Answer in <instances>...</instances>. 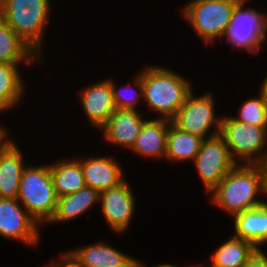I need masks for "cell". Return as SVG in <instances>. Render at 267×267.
Returning a JSON list of instances; mask_svg holds the SVG:
<instances>
[{"label": "cell", "mask_w": 267, "mask_h": 267, "mask_svg": "<svg viewBox=\"0 0 267 267\" xmlns=\"http://www.w3.org/2000/svg\"><path fill=\"white\" fill-rule=\"evenodd\" d=\"M245 3H238L232 14L231 23L226 29L224 36L234 48L248 51L249 54L257 55L261 49L265 50L262 43L267 39V14L257 11L256 8H244Z\"/></svg>", "instance_id": "ba28073f"}, {"label": "cell", "mask_w": 267, "mask_h": 267, "mask_svg": "<svg viewBox=\"0 0 267 267\" xmlns=\"http://www.w3.org/2000/svg\"><path fill=\"white\" fill-rule=\"evenodd\" d=\"M211 202L230 215L262 206L267 201V169L260 164H237L210 192ZM258 198V199H257Z\"/></svg>", "instance_id": "6da1fadb"}, {"label": "cell", "mask_w": 267, "mask_h": 267, "mask_svg": "<svg viewBox=\"0 0 267 267\" xmlns=\"http://www.w3.org/2000/svg\"><path fill=\"white\" fill-rule=\"evenodd\" d=\"M234 1H236V2H238V3H247L249 0H234Z\"/></svg>", "instance_id": "d6a6232c"}, {"label": "cell", "mask_w": 267, "mask_h": 267, "mask_svg": "<svg viewBox=\"0 0 267 267\" xmlns=\"http://www.w3.org/2000/svg\"><path fill=\"white\" fill-rule=\"evenodd\" d=\"M130 267H146V266L144 265V263H142L140 260L138 261L137 259Z\"/></svg>", "instance_id": "4dcf8cb0"}, {"label": "cell", "mask_w": 267, "mask_h": 267, "mask_svg": "<svg viewBox=\"0 0 267 267\" xmlns=\"http://www.w3.org/2000/svg\"><path fill=\"white\" fill-rule=\"evenodd\" d=\"M42 58L0 18V62L29 66ZM22 63V64H21Z\"/></svg>", "instance_id": "ffe728a7"}, {"label": "cell", "mask_w": 267, "mask_h": 267, "mask_svg": "<svg viewBox=\"0 0 267 267\" xmlns=\"http://www.w3.org/2000/svg\"><path fill=\"white\" fill-rule=\"evenodd\" d=\"M130 184H120L100 192L99 204L107 225L117 234L130 227L136 210V197Z\"/></svg>", "instance_id": "8fae6325"}, {"label": "cell", "mask_w": 267, "mask_h": 267, "mask_svg": "<svg viewBox=\"0 0 267 267\" xmlns=\"http://www.w3.org/2000/svg\"><path fill=\"white\" fill-rule=\"evenodd\" d=\"M260 89L259 91L262 93L263 98L267 104V75L265 76V78L263 79L261 85H260Z\"/></svg>", "instance_id": "f546056e"}, {"label": "cell", "mask_w": 267, "mask_h": 267, "mask_svg": "<svg viewBox=\"0 0 267 267\" xmlns=\"http://www.w3.org/2000/svg\"><path fill=\"white\" fill-rule=\"evenodd\" d=\"M235 237L246 240L256 249L267 244V202L232 216ZM260 246V247H259Z\"/></svg>", "instance_id": "2e32d148"}, {"label": "cell", "mask_w": 267, "mask_h": 267, "mask_svg": "<svg viewBox=\"0 0 267 267\" xmlns=\"http://www.w3.org/2000/svg\"><path fill=\"white\" fill-rule=\"evenodd\" d=\"M17 200L39 226L49 223L57 208L49 164L24 168Z\"/></svg>", "instance_id": "277c9868"}, {"label": "cell", "mask_w": 267, "mask_h": 267, "mask_svg": "<svg viewBox=\"0 0 267 267\" xmlns=\"http://www.w3.org/2000/svg\"><path fill=\"white\" fill-rule=\"evenodd\" d=\"M51 0H0V18L41 58Z\"/></svg>", "instance_id": "3957f363"}, {"label": "cell", "mask_w": 267, "mask_h": 267, "mask_svg": "<svg viewBox=\"0 0 267 267\" xmlns=\"http://www.w3.org/2000/svg\"><path fill=\"white\" fill-rule=\"evenodd\" d=\"M134 80L135 88L129 83V85L117 89L115 82L110 79L112 96L116 109L138 110L137 105L140 102L139 97L143 98V83L139 74H136Z\"/></svg>", "instance_id": "d4e9b609"}, {"label": "cell", "mask_w": 267, "mask_h": 267, "mask_svg": "<svg viewBox=\"0 0 267 267\" xmlns=\"http://www.w3.org/2000/svg\"><path fill=\"white\" fill-rule=\"evenodd\" d=\"M203 139L169 125L165 160L168 162L193 161L200 150Z\"/></svg>", "instance_id": "7402d4cb"}, {"label": "cell", "mask_w": 267, "mask_h": 267, "mask_svg": "<svg viewBox=\"0 0 267 267\" xmlns=\"http://www.w3.org/2000/svg\"><path fill=\"white\" fill-rule=\"evenodd\" d=\"M152 267H179V266L165 263V264L154 265V266H152Z\"/></svg>", "instance_id": "1f68e13d"}, {"label": "cell", "mask_w": 267, "mask_h": 267, "mask_svg": "<svg viewBox=\"0 0 267 267\" xmlns=\"http://www.w3.org/2000/svg\"><path fill=\"white\" fill-rule=\"evenodd\" d=\"M235 119L253 126H267V104L259 91L258 97L247 99L238 111Z\"/></svg>", "instance_id": "484cf974"}, {"label": "cell", "mask_w": 267, "mask_h": 267, "mask_svg": "<svg viewBox=\"0 0 267 267\" xmlns=\"http://www.w3.org/2000/svg\"><path fill=\"white\" fill-rule=\"evenodd\" d=\"M215 104L210 91L196 96L192 90L171 122L181 131L203 140L216 136L220 132L221 117L215 113Z\"/></svg>", "instance_id": "52a82bcc"}, {"label": "cell", "mask_w": 267, "mask_h": 267, "mask_svg": "<svg viewBox=\"0 0 267 267\" xmlns=\"http://www.w3.org/2000/svg\"><path fill=\"white\" fill-rule=\"evenodd\" d=\"M0 236L30 246L40 244V226L17 198H0Z\"/></svg>", "instance_id": "30bf717a"}, {"label": "cell", "mask_w": 267, "mask_h": 267, "mask_svg": "<svg viewBox=\"0 0 267 267\" xmlns=\"http://www.w3.org/2000/svg\"><path fill=\"white\" fill-rule=\"evenodd\" d=\"M210 267H220L219 265H216L213 261H211Z\"/></svg>", "instance_id": "836d02e7"}, {"label": "cell", "mask_w": 267, "mask_h": 267, "mask_svg": "<svg viewBox=\"0 0 267 267\" xmlns=\"http://www.w3.org/2000/svg\"><path fill=\"white\" fill-rule=\"evenodd\" d=\"M237 4L234 0H191L184 5L182 15L208 45L224 38Z\"/></svg>", "instance_id": "8992f818"}, {"label": "cell", "mask_w": 267, "mask_h": 267, "mask_svg": "<svg viewBox=\"0 0 267 267\" xmlns=\"http://www.w3.org/2000/svg\"><path fill=\"white\" fill-rule=\"evenodd\" d=\"M69 252L85 267H130L137 260L106 242H94Z\"/></svg>", "instance_id": "e0dca14e"}, {"label": "cell", "mask_w": 267, "mask_h": 267, "mask_svg": "<svg viewBox=\"0 0 267 267\" xmlns=\"http://www.w3.org/2000/svg\"><path fill=\"white\" fill-rule=\"evenodd\" d=\"M266 164H267V139H266Z\"/></svg>", "instance_id": "e575fe53"}, {"label": "cell", "mask_w": 267, "mask_h": 267, "mask_svg": "<svg viewBox=\"0 0 267 267\" xmlns=\"http://www.w3.org/2000/svg\"><path fill=\"white\" fill-rule=\"evenodd\" d=\"M19 64L0 62V110L7 112L18 107L25 93Z\"/></svg>", "instance_id": "603a6c76"}, {"label": "cell", "mask_w": 267, "mask_h": 267, "mask_svg": "<svg viewBox=\"0 0 267 267\" xmlns=\"http://www.w3.org/2000/svg\"><path fill=\"white\" fill-rule=\"evenodd\" d=\"M80 165L86 186L99 193L125 180L122 168L114 157L103 156L80 158Z\"/></svg>", "instance_id": "5bb4252c"}, {"label": "cell", "mask_w": 267, "mask_h": 267, "mask_svg": "<svg viewBox=\"0 0 267 267\" xmlns=\"http://www.w3.org/2000/svg\"><path fill=\"white\" fill-rule=\"evenodd\" d=\"M49 167L57 197L75 193L86 186L79 158L53 162Z\"/></svg>", "instance_id": "44dd1931"}, {"label": "cell", "mask_w": 267, "mask_h": 267, "mask_svg": "<svg viewBox=\"0 0 267 267\" xmlns=\"http://www.w3.org/2000/svg\"><path fill=\"white\" fill-rule=\"evenodd\" d=\"M171 123L170 120L157 117L146 119L130 151L144 158L165 159L167 133Z\"/></svg>", "instance_id": "9a60e30c"}, {"label": "cell", "mask_w": 267, "mask_h": 267, "mask_svg": "<svg viewBox=\"0 0 267 267\" xmlns=\"http://www.w3.org/2000/svg\"><path fill=\"white\" fill-rule=\"evenodd\" d=\"M60 260H53L44 267H85L69 251L59 256Z\"/></svg>", "instance_id": "4316f807"}, {"label": "cell", "mask_w": 267, "mask_h": 267, "mask_svg": "<svg viewBox=\"0 0 267 267\" xmlns=\"http://www.w3.org/2000/svg\"><path fill=\"white\" fill-rule=\"evenodd\" d=\"M143 83L146 106L157 112L160 119L172 120L193 90L192 82L179 73L162 66H147L138 72Z\"/></svg>", "instance_id": "7a4b0ae2"}, {"label": "cell", "mask_w": 267, "mask_h": 267, "mask_svg": "<svg viewBox=\"0 0 267 267\" xmlns=\"http://www.w3.org/2000/svg\"><path fill=\"white\" fill-rule=\"evenodd\" d=\"M193 163L207 193L238 164L219 134L202 141Z\"/></svg>", "instance_id": "9c48e42d"}, {"label": "cell", "mask_w": 267, "mask_h": 267, "mask_svg": "<svg viewBox=\"0 0 267 267\" xmlns=\"http://www.w3.org/2000/svg\"><path fill=\"white\" fill-rule=\"evenodd\" d=\"M141 116L138 110L116 109L99 131L107 144L131 150L146 121Z\"/></svg>", "instance_id": "7c38bea8"}, {"label": "cell", "mask_w": 267, "mask_h": 267, "mask_svg": "<svg viewBox=\"0 0 267 267\" xmlns=\"http://www.w3.org/2000/svg\"><path fill=\"white\" fill-rule=\"evenodd\" d=\"M81 106L87 116L88 122L100 130L116 110L110 79H103L98 83L85 86L80 90Z\"/></svg>", "instance_id": "4fadbf2b"}, {"label": "cell", "mask_w": 267, "mask_h": 267, "mask_svg": "<svg viewBox=\"0 0 267 267\" xmlns=\"http://www.w3.org/2000/svg\"><path fill=\"white\" fill-rule=\"evenodd\" d=\"M246 267H267V255L263 250H257L249 259Z\"/></svg>", "instance_id": "83f0119b"}, {"label": "cell", "mask_w": 267, "mask_h": 267, "mask_svg": "<svg viewBox=\"0 0 267 267\" xmlns=\"http://www.w3.org/2000/svg\"><path fill=\"white\" fill-rule=\"evenodd\" d=\"M219 135L238 164L266 165L267 126H253L221 116Z\"/></svg>", "instance_id": "5b68a950"}, {"label": "cell", "mask_w": 267, "mask_h": 267, "mask_svg": "<svg viewBox=\"0 0 267 267\" xmlns=\"http://www.w3.org/2000/svg\"><path fill=\"white\" fill-rule=\"evenodd\" d=\"M99 192L85 186L75 193L57 197V208L50 224L67 223L88 213L91 207L99 203Z\"/></svg>", "instance_id": "ac0fdd59"}, {"label": "cell", "mask_w": 267, "mask_h": 267, "mask_svg": "<svg viewBox=\"0 0 267 267\" xmlns=\"http://www.w3.org/2000/svg\"><path fill=\"white\" fill-rule=\"evenodd\" d=\"M0 112H4L1 111ZM7 129H5L1 124H0V153L5 152L7 149H9L15 142L14 140L8 138L7 136ZM7 137V138H6Z\"/></svg>", "instance_id": "f1b7e54d"}, {"label": "cell", "mask_w": 267, "mask_h": 267, "mask_svg": "<svg viewBox=\"0 0 267 267\" xmlns=\"http://www.w3.org/2000/svg\"><path fill=\"white\" fill-rule=\"evenodd\" d=\"M188 267H189V266H188ZM190 267H204V266H199V265H197V266L195 265V266H194V265H193V266H190Z\"/></svg>", "instance_id": "d590c367"}, {"label": "cell", "mask_w": 267, "mask_h": 267, "mask_svg": "<svg viewBox=\"0 0 267 267\" xmlns=\"http://www.w3.org/2000/svg\"><path fill=\"white\" fill-rule=\"evenodd\" d=\"M25 164L16 142L0 153V198H17Z\"/></svg>", "instance_id": "d6986e66"}, {"label": "cell", "mask_w": 267, "mask_h": 267, "mask_svg": "<svg viewBox=\"0 0 267 267\" xmlns=\"http://www.w3.org/2000/svg\"><path fill=\"white\" fill-rule=\"evenodd\" d=\"M257 250L246 240L231 236L220 244L210 259L220 267H246Z\"/></svg>", "instance_id": "cb8c5ba5"}]
</instances>
